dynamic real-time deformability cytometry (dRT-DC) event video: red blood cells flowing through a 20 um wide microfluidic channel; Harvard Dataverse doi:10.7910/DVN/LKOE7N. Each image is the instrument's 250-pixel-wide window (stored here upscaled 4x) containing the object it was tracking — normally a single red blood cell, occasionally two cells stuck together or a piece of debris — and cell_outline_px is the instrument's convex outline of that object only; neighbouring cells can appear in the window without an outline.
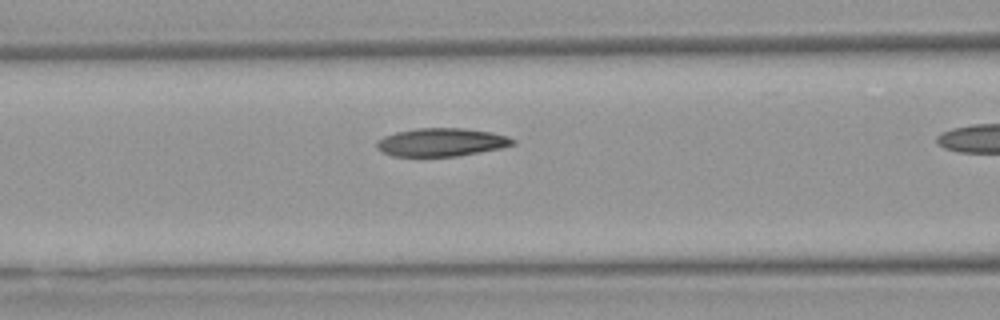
{"species": "Egyptian fruit bat (a non-hibernating species)", "species_latin": "Rousettus aegyptiacus", "temperature_condition": "warm", "stored_images_in_passage": 16, "camera_frame_rate_fps": 3000, "um_per_image_px": 0.085, "animal": {"sex": "female"}, "frame": {"image": 1, "passage_image": 12, "time_ms": 3.667, "image_size_px": [1000, 320], "cell_outline_px": [[516, 144], [500, 148], [456, 156], [392, 156], [380, 152], [376, 148], [376, 140], [384, 136], [396, 132], [416, 128], [464, 128], [492, 132], [508, 136], [516, 140]], "centroid_in_image_um": [37.49, 12.08], "position_along_channel_um": 129.1, "area_um2": 22.48}}